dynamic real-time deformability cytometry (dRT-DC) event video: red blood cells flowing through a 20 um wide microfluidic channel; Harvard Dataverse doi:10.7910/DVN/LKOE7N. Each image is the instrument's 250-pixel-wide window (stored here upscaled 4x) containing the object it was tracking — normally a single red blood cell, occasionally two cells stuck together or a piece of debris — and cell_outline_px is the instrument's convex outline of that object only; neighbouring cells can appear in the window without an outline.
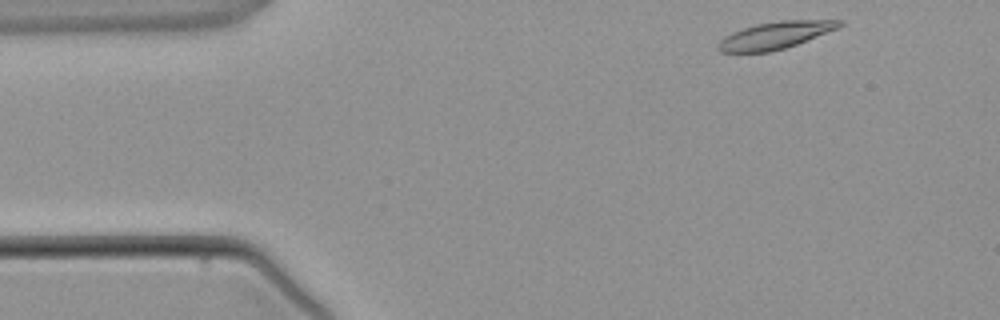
{"species": "common noctule bat (a hibernating species)", "species_latin": "Nyctalus noctula", "temperature_condition": "warm", "stored_images_in_passage": 1, "camera_frame_rate_fps": 3000, "um_per_image_px": 0.085, "animal": {"sex": "male", "body_mass_g": 21.5, "forearm_length_mm": 52.0}, "frame": {"image": 1, "passage_image": 1, "time_ms": 0.0, "image_size_px": [1000, 320], "cell_outline_px": [[844, 24], [836, 28], [796, 44], [772, 52], [720, 52], [716, 48], [716, 44], [724, 36], [732, 32], [756, 24], [780, 20], [844, 20]], "centroid_in_image_um": [65.84, 3.0], "position_along_channel_um": 19.2, "area_um2": 19.02}}